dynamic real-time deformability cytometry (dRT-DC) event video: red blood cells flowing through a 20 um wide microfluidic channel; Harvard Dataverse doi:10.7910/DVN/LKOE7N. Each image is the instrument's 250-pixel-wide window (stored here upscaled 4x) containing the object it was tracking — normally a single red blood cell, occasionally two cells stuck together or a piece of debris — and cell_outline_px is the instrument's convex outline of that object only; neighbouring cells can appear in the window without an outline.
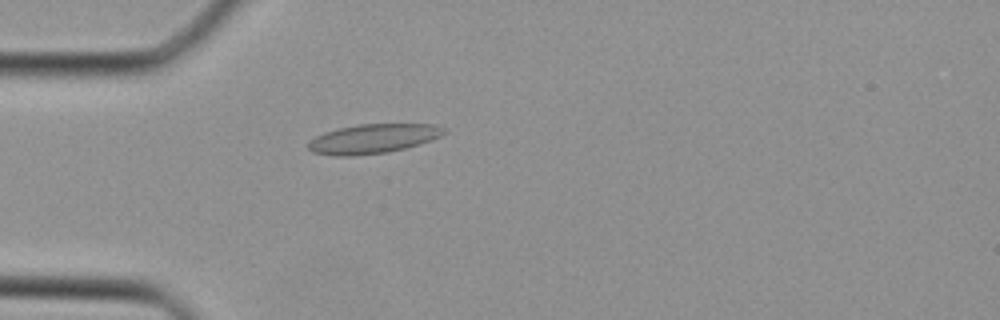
{"species": "Egyptian fruit bat (a non-hibernating species)", "species_latin": "Rousettus aegyptiacus", "temperature_condition": "cold", "stored_images_in_passage": 25, "camera_frame_rate_fps": 3000, "um_per_image_px": 0.085, "animal": {"sex": "female"}, "frame": {"image": 1, "passage_image": 2, "time_ms": 0.333, "image_size_px": [1000, 320], "cell_outline_px": [[448, 132], [432, 140], [404, 148], [388, 152], [352, 156], [336, 156], [312, 152], [308, 148], [308, 140], [324, 132], [340, 128], [360, 124], [436, 124], [448, 128]], "centroid_in_image_um": [31.74, 11.78], "position_along_channel_um": 53.3, "area_um2": 23.35}}
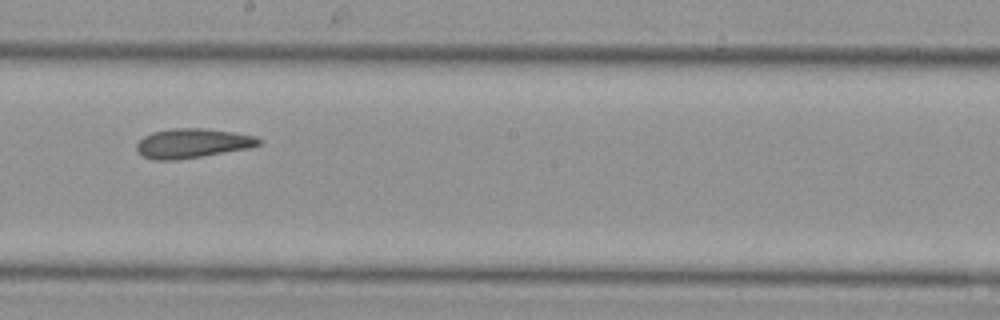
{"frame": {"image": 2, "passage_image": 13, "time_ms": 4.0, "image_size_px": [1000, 320], "cell_outline_px": [[264, 140], [260, 144], [252, 148], [180, 160], [152, 160], [144, 156], [136, 148], [136, 144], [144, 136], [152, 132], [172, 128], [204, 128], [232, 132], [256, 136]], "centroid_in_image_um": [16.4, 12.18], "position_along_channel_um": 231.8, "area_um2": 21.21}}
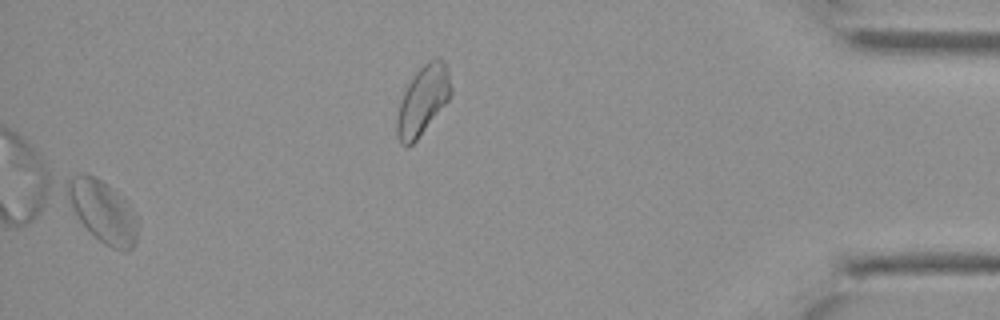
{"frame": {"image": 3, "passage_image": 25, "time_ms": 8.0, "image_size_px": [1000, 320], "cell_outline_px": [[452, 92], [448, 100], [416, 140], [412, 144], [400, 144], [396, 132], [396, 120], [400, 104], [404, 92], [412, 76], [428, 60], [436, 56], [440, 56], [448, 68], [452, 88]], "centroid_in_image_um": [35.96, 8.47], "position_along_channel_um": 399.2, "area_um2": 21.5}}